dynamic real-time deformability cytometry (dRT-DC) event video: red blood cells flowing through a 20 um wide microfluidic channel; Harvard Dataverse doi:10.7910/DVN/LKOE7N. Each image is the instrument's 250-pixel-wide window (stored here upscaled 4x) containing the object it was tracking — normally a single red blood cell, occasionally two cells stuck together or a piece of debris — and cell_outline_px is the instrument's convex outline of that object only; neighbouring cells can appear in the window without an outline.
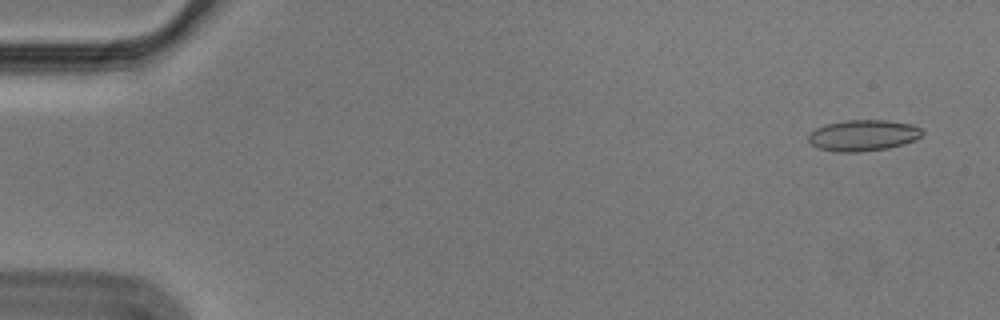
{"species": "Egyptian fruit bat (a non-hibernating species)", "species_latin": "Rousettus aegyptiacus", "temperature_condition": "cold", "stored_images_in_passage": 12, "camera_frame_rate_fps": 3000, "um_per_image_px": 0.085, "animal": {"sex": "male"}, "frame": {"image": 1, "passage_image": 3, "time_ms": 0.667, "image_size_px": [1000, 320], "cell_outline_px": [[924, 132], [916, 140], [904, 144], [888, 148], [860, 152], [836, 152], [820, 148], [812, 144], [808, 140], [808, 136], [816, 128], [824, 124], [844, 120], [888, 120], [912, 124], [924, 128]], "centroid_in_image_um": [73.41, 11.5], "position_along_channel_um": 11.6, "area_um2": 20.87}}